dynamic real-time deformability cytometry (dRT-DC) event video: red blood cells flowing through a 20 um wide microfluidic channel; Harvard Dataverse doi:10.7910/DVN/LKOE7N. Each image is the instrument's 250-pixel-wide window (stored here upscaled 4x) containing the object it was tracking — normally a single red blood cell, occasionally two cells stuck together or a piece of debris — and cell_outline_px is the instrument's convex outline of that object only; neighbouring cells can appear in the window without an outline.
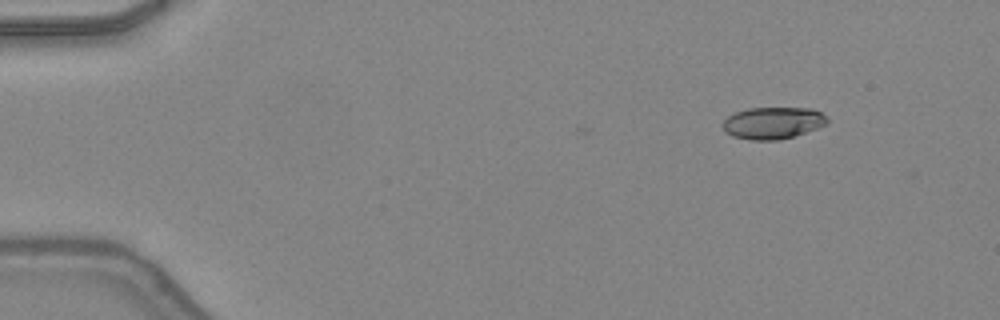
{"species": "common noctule bat (a hibernating species)", "species_latin": "Nyctalus noctula", "temperature_condition": "warm", "stored_images_in_passage": 4, "camera_frame_rate_fps": 3000, "um_per_image_px": 0.085, "animal": {"sex": "female", "body_mass_g": 24.6, "forearm_length_mm": 56.2}, "frame": {"image": 1, "passage_image": 4, "time_ms": 1.0, "image_size_px": [1000, 320], "cell_outline_px": [[828, 124], [780, 140], [748, 140], [732, 136], [724, 132], [724, 120], [728, 116], [736, 112], [748, 108], [812, 108], [828, 116]], "centroid_in_image_um": [65.7, 10.45], "position_along_channel_um": 19.3, "area_um2": 19.42}}